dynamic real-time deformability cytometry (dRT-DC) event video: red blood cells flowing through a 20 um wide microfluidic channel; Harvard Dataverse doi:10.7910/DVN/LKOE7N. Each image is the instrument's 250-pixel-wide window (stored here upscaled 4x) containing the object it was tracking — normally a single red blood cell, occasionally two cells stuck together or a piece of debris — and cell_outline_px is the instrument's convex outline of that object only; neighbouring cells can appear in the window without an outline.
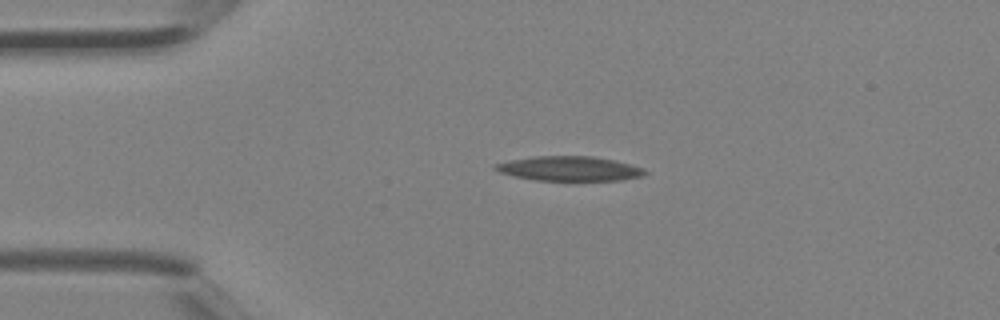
{"species": "Egyptian fruit bat (a non-hibernating species)", "species_latin": "Rousettus aegyptiacus", "temperature_condition": "room temperature", "stored_images_in_passage": 2, "camera_frame_rate_fps": 3000, "um_per_image_px": 0.085, "animal": {"sex": "female"}, "frame": {"image": 1, "passage_image": 1, "time_ms": 0.0, "image_size_px": [1000, 320], "cell_outline_px": [[648, 172], [644, 176], [620, 180], [536, 180], [516, 176], [500, 172], [492, 168], [492, 164], [508, 160], [532, 156], [592, 156], [616, 160], [644, 168]], "centroid_in_image_um": [48.4, 14.32], "position_along_channel_um": 36.6, "area_um2": 21.56}}
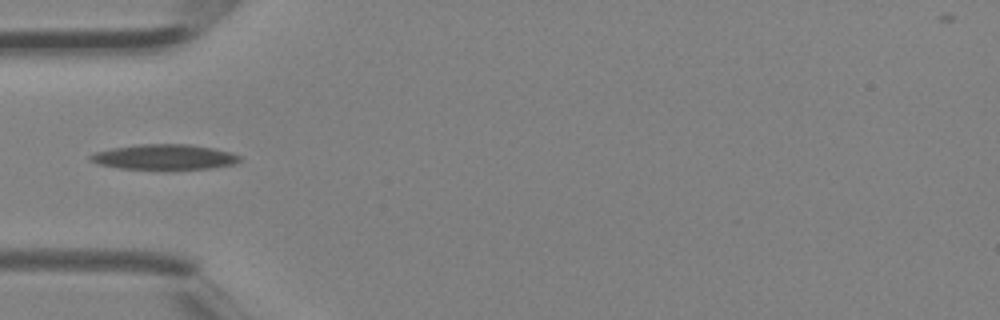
{"frame": {"image": 2, "passage_image": 2, "time_ms": 0.333, "image_size_px": [1000, 320], "cell_outline_px": [[240, 160], [232, 164], [212, 168], [164, 172], [120, 168], [100, 164], [88, 160], [88, 156], [96, 152], [112, 148], [140, 144], [188, 144], [212, 148], [232, 152], [240, 156]], "centroid_in_image_um": [13.96, 13.39], "position_along_channel_um": 71.0, "area_um2": 22.77}}